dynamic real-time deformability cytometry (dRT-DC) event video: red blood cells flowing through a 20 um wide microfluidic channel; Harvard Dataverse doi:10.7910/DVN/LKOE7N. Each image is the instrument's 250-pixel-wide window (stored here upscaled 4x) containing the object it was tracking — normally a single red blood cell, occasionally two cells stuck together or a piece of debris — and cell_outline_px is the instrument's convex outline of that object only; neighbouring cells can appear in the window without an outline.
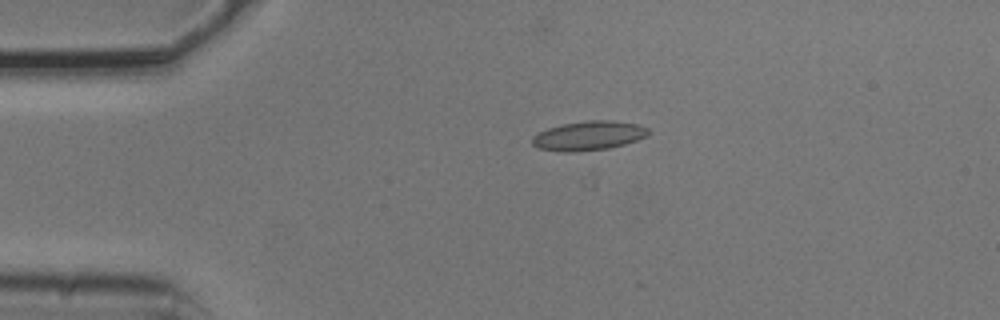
{"species": "common noctule bat (a hibernating species)", "species_latin": "Nyctalus noctula", "temperature_condition": "cold", "stored_images_in_passage": 4, "camera_frame_rate_fps": 3000, "um_per_image_px": 0.085, "animal": {"sex": "male", "body_mass_g": 20.5, "forearm_length_mm": 52.5}, "frame": {"image": 1, "passage_image": 2, "time_ms": 0.333, "image_size_px": [1000, 320], "cell_outline_px": [[648, 132], [644, 136], [636, 140], [624, 144], [608, 148], [572, 152], [564, 152], [540, 148], [532, 144], [532, 136], [548, 128], [564, 124], [588, 120], [612, 120], [636, 124], [648, 128]], "centroid_in_image_um": [50.01, 11.53], "position_along_channel_um": 35.0, "area_um2": 19.42}}
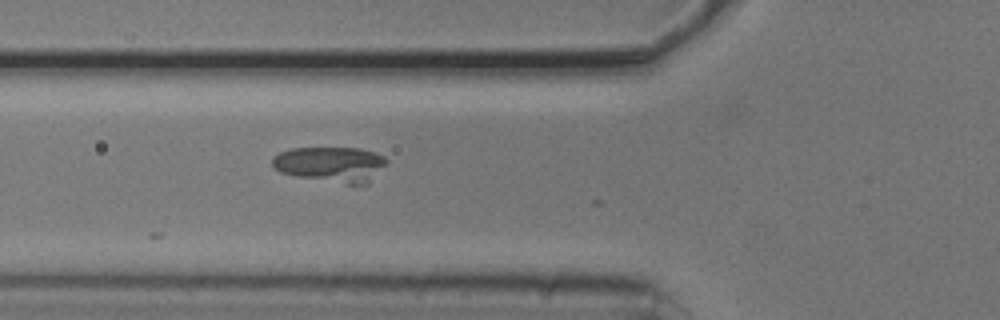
{"frame": {"image": 2, "passage_image": 4, "time_ms": 1.0, "image_size_px": [1000, 320], "cell_outline_px": [[388, 164], [368, 184], [348, 184], [296, 176], [280, 172], [272, 164], [272, 156], [280, 152], [292, 148], [360, 148], [376, 152], [384, 156], [388, 160]], "centroid_in_image_um": [28.17, 13.96], "position_along_channel_um": 97.6, "area_um2": 23.76}}